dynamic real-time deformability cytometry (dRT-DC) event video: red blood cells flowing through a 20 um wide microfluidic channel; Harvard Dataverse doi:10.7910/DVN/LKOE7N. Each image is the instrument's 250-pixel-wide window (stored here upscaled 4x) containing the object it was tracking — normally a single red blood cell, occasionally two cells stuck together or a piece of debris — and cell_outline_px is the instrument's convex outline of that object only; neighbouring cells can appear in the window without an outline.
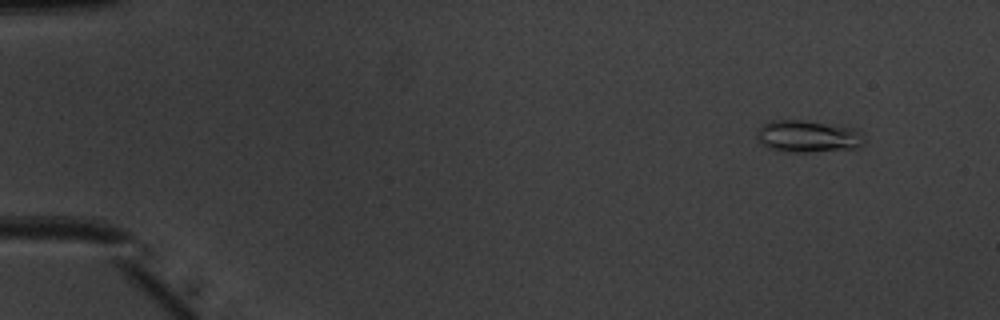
{"species": "common noctule bat (a hibernating species)", "species_latin": "Nyctalus noctula", "temperature_condition": "warm", "stored_images_in_passage": 49, "camera_frame_rate_fps": 3000, "um_per_image_px": 0.085, "animal": {"sex": "male", "body_mass_g": 20.1, "forearm_length_mm": 53.5}, "frame": {"image": 1, "passage_image": 3, "time_ms": 0.667, "image_size_px": [1000, 320], "cell_outline_px": [[864, 144], [856, 148], [808, 152], [784, 152], [768, 148], [760, 144], [756, 140], [756, 136], [760, 128], [764, 124], [772, 120], [800, 120], [840, 124], [856, 128], [860, 132], [864, 140]], "centroid_in_image_um": [68.68, 11.58], "position_along_channel_um": 16.3, "area_um2": 20.4}}
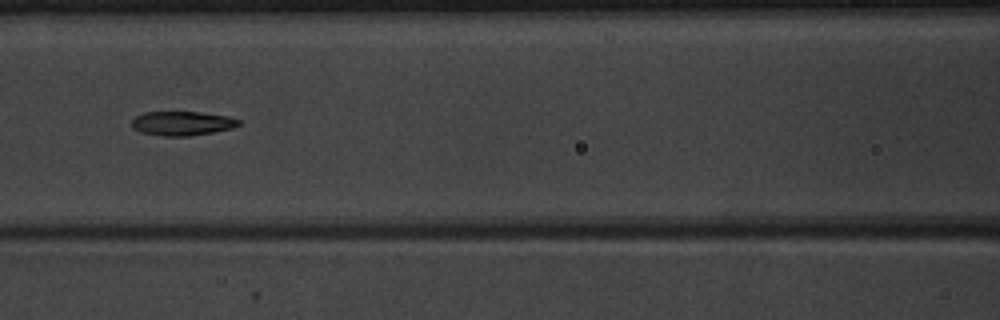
{"frame": {"image": 2, "passage_image": 22, "time_ms": 7.0, "image_size_px": [1000, 320], "cell_outline_px": [[240, 124], [232, 128], [212, 132], [188, 136], [160, 136], [140, 132], [132, 128], [132, 120], [136, 116], [144, 112], [200, 112], [228, 116], [240, 120]], "centroid_in_image_um": [15.46, 10.48], "position_along_channel_um": 151.1, "area_um2": 15.09}}
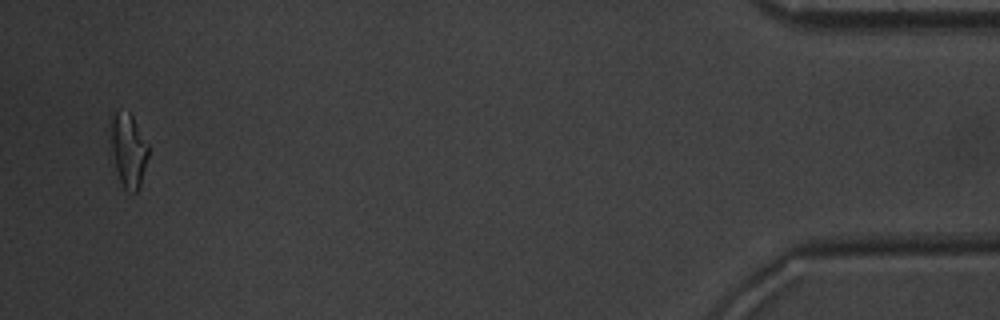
{"frame": {"image": 3, "passage_image": 48, "time_ms": 15.667, "image_size_px": [1000, 320], "cell_outline_px": [[148, 156], [140, 184], [136, 192], [128, 192], [124, 188], [120, 180], [116, 168], [108, 128], [108, 116], [116, 112], [128, 112], [132, 116], [148, 144]], "centroid_in_image_um": [10.88, 12.71], "position_along_channel_um": 424.3, "area_um2": 16.13}, "authors_computed_cell_mechanics": {"area_um2": 16.0106, "velocity_mm_per_s": 4.0286, "shape_relaxation_time_tau1_ms": 4.9168, "shape_relaxation_time_tau2_ms": 2.3828, "deformation_change_tau1": 0.2034, "deformation_change_tau2": 0.1079}}